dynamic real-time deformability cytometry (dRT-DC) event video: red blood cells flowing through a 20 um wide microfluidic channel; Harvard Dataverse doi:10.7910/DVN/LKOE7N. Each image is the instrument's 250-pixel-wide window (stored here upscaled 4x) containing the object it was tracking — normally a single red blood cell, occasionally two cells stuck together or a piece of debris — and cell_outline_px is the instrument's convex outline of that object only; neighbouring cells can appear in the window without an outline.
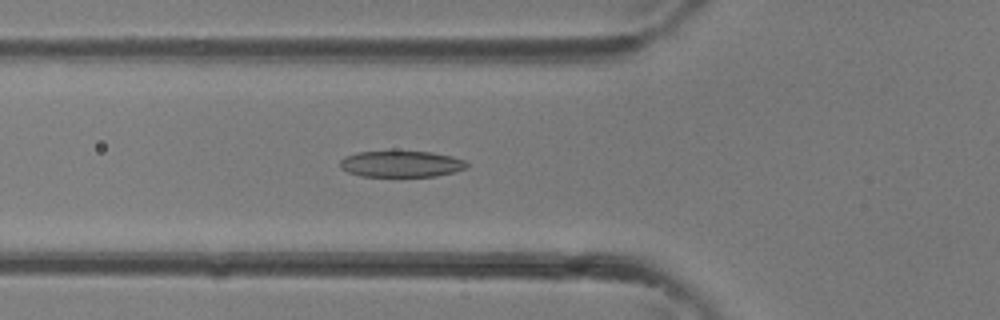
{"species": "common noctule bat (a hibernating species)", "species_latin": "Nyctalus noctula", "temperature_condition": "room temperature", "stored_images_in_passage": 37, "camera_frame_rate_fps": 3000, "um_per_image_px": 0.085, "animal": {"sex": "female"}, "frame": {"image": 1, "passage_image": 13, "time_ms": 4.0, "image_size_px": [1000, 320], "cell_outline_px": [[468, 168], [456, 172], [436, 176], [360, 176], [348, 172], [340, 168], [340, 160], [344, 156], [356, 152], [432, 152], [452, 156], [464, 160], [468, 164]], "centroid_in_image_um": [34.11, 13.94], "position_along_channel_um": 91.7, "area_um2": 19.42}}
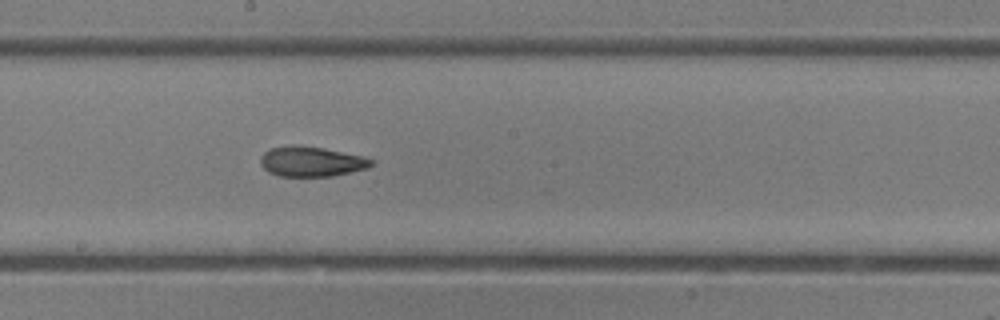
{"frame": {"image": 2, "passage_image": 20, "time_ms": 6.333, "image_size_px": [1000, 320], "cell_outline_px": [[372, 164], [368, 168], [332, 176], [280, 176], [268, 172], [260, 164], [260, 156], [264, 152], [272, 148], [296, 144], [324, 148], [364, 156], [372, 160]], "centroid_in_image_um": [26.45, 13.72], "position_along_channel_um": 221.8, "area_um2": 19.42}}
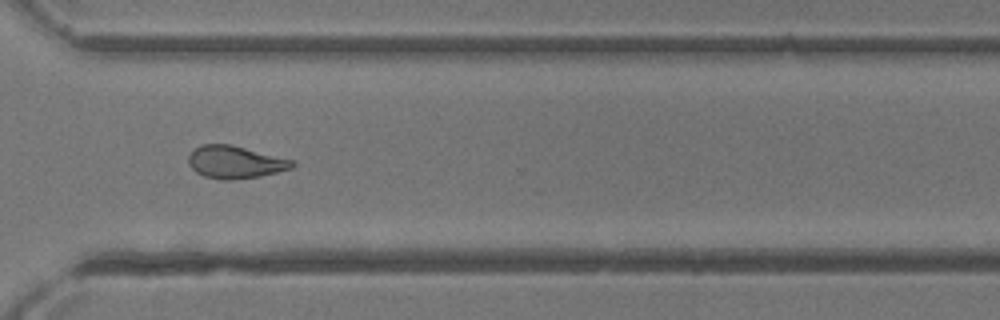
{"frame": {"image": 3, "passage_image": 27, "time_ms": 8.667, "image_size_px": [1000, 320], "cell_outline_px": [[296, 164], [292, 168], [260, 176], [232, 180], [220, 180], [204, 176], [196, 172], [188, 164], [188, 156], [200, 144], [232, 144], [296, 160]], "centroid_in_image_um": [20.02, 13.77], "position_along_channel_um": 350.6, "area_um2": 19.94}}